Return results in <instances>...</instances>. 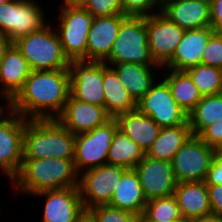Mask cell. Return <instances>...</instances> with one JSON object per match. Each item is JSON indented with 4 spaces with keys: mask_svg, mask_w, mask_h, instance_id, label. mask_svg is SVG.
Returning <instances> with one entry per match:
<instances>
[{
    "mask_svg": "<svg viewBox=\"0 0 222 222\" xmlns=\"http://www.w3.org/2000/svg\"><path fill=\"white\" fill-rule=\"evenodd\" d=\"M111 118L105 107L79 101L70 94L56 119L73 134H81L94 130Z\"/></svg>",
    "mask_w": 222,
    "mask_h": 222,
    "instance_id": "e0dca14e",
    "label": "cell"
},
{
    "mask_svg": "<svg viewBox=\"0 0 222 222\" xmlns=\"http://www.w3.org/2000/svg\"><path fill=\"white\" fill-rule=\"evenodd\" d=\"M206 185H222V155L216 152L205 180Z\"/></svg>",
    "mask_w": 222,
    "mask_h": 222,
    "instance_id": "74e56055",
    "label": "cell"
},
{
    "mask_svg": "<svg viewBox=\"0 0 222 222\" xmlns=\"http://www.w3.org/2000/svg\"><path fill=\"white\" fill-rule=\"evenodd\" d=\"M147 204L138 173L134 168L126 169L114 190L109 206L126 210L141 217Z\"/></svg>",
    "mask_w": 222,
    "mask_h": 222,
    "instance_id": "d4e9b609",
    "label": "cell"
},
{
    "mask_svg": "<svg viewBox=\"0 0 222 222\" xmlns=\"http://www.w3.org/2000/svg\"><path fill=\"white\" fill-rule=\"evenodd\" d=\"M215 154L214 148L192 135L171 161L177 183L205 181Z\"/></svg>",
    "mask_w": 222,
    "mask_h": 222,
    "instance_id": "30bf717a",
    "label": "cell"
},
{
    "mask_svg": "<svg viewBox=\"0 0 222 222\" xmlns=\"http://www.w3.org/2000/svg\"><path fill=\"white\" fill-rule=\"evenodd\" d=\"M117 129L116 119L111 118L90 132L75 134L74 163L79 174L107 164L108 150Z\"/></svg>",
    "mask_w": 222,
    "mask_h": 222,
    "instance_id": "52a82bcc",
    "label": "cell"
},
{
    "mask_svg": "<svg viewBox=\"0 0 222 222\" xmlns=\"http://www.w3.org/2000/svg\"><path fill=\"white\" fill-rule=\"evenodd\" d=\"M79 176L74 159H23L11 184L18 193L35 195L46 190L79 187Z\"/></svg>",
    "mask_w": 222,
    "mask_h": 222,
    "instance_id": "7a4b0ae2",
    "label": "cell"
},
{
    "mask_svg": "<svg viewBox=\"0 0 222 222\" xmlns=\"http://www.w3.org/2000/svg\"><path fill=\"white\" fill-rule=\"evenodd\" d=\"M70 94L77 100L105 107L103 62L71 60Z\"/></svg>",
    "mask_w": 222,
    "mask_h": 222,
    "instance_id": "4fadbf2b",
    "label": "cell"
},
{
    "mask_svg": "<svg viewBox=\"0 0 222 222\" xmlns=\"http://www.w3.org/2000/svg\"><path fill=\"white\" fill-rule=\"evenodd\" d=\"M147 39L154 61L163 67L173 56L185 30L161 12L145 17Z\"/></svg>",
    "mask_w": 222,
    "mask_h": 222,
    "instance_id": "5bb4252c",
    "label": "cell"
},
{
    "mask_svg": "<svg viewBox=\"0 0 222 222\" xmlns=\"http://www.w3.org/2000/svg\"><path fill=\"white\" fill-rule=\"evenodd\" d=\"M75 134L57 119L26 122L23 134V159H74Z\"/></svg>",
    "mask_w": 222,
    "mask_h": 222,
    "instance_id": "3957f363",
    "label": "cell"
},
{
    "mask_svg": "<svg viewBox=\"0 0 222 222\" xmlns=\"http://www.w3.org/2000/svg\"><path fill=\"white\" fill-rule=\"evenodd\" d=\"M214 33L210 26L185 30L184 36L177 45L172 58L162 69L186 71L195 65L201 64L203 51L207 46L209 38Z\"/></svg>",
    "mask_w": 222,
    "mask_h": 222,
    "instance_id": "44dd1931",
    "label": "cell"
},
{
    "mask_svg": "<svg viewBox=\"0 0 222 222\" xmlns=\"http://www.w3.org/2000/svg\"><path fill=\"white\" fill-rule=\"evenodd\" d=\"M134 169L147 201L173 195L177 181L171 162L145 155Z\"/></svg>",
    "mask_w": 222,
    "mask_h": 222,
    "instance_id": "2e32d148",
    "label": "cell"
},
{
    "mask_svg": "<svg viewBox=\"0 0 222 222\" xmlns=\"http://www.w3.org/2000/svg\"><path fill=\"white\" fill-rule=\"evenodd\" d=\"M172 222H188L186 220H175V221H172Z\"/></svg>",
    "mask_w": 222,
    "mask_h": 222,
    "instance_id": "c3c4849f",
    "label": "cell"
},
{
    "mask_svg": "<svg viewBox=\"0 0 222 222\" xmlns=\"http://www.w3.org/2000/svg\"><path fill=\"white\" fill-rule=\"evenodd\" d=\"M201 64L222 69V34L214 33L207 43Z\"/></svg>",
    "mask_w": 222,
    "mask_h": 222,
    "instance_id": "d590c367",
    "label": "cell"
},
{
    "mask_svg": "<svg viewBox=\"0 0 222 222\" xmlns=\"http://www.w3.org/2000/svg\"><path fill=\"white\" fill-rule=\"evenodd\" d=\"M78 222H94L90 216L86 213Z\"/></svg>",
    "mask_w": 222,
    "mask_h": 222,
    "instance_id": "7bdbcfd3",
    "label": "cell"
},
{
    "mask_svg": "<svg viewBox=\"0 0 222 222\" xmlns=\"http://www.w3.org/2000/svg\"><path fill=\"white\" fill-rule=\"evenodd\" d=\"M115 119L118 129L138 144L145 154L157 139L161 129L151 117L140 113L137 109L120 114Z\"/></svg>",
    "mask_w": 222,
    "mask_h": 222,
    "instance_id": "cb8c5ba5",
    "label": "cell"
},
{
    "mask_svg": "<svg viewBox=\"0 0 222 222\" xmlns=\"http://www.w3.org/2000/svg\"><path fill=\"white\" fill-rule=\"evenodd\" d=\"M207 190L212 213L222 217V185H207Z\"/></svg>",
    "mask_w": 222,
    "mask_h": 222,
    "instance_id": "f35d334b",
    "label": "cell"
},
{
    "mask_svg": "<svg viewBox=\"0 0 222 222\" xmlns=\"http://www.w3.org/2000/svg\"><path fill=\"white\" fill-rule=\"evenodd\" d=\"M165 70L168 72L163 79L169 86L172 97L183 110L189 113L202 99L197 86L186 71Z\"/></svg>",
    "mask_w": 222,
    "mask_h": 222,
    "instance_id": "83f0119b",
    "label": "cell"
},
{
    "mask_svg": "<svg viewBox=\"0 0 222 222\" xmlns=\"http://www.w3.org/2000/svg\"><path fill=\"white\" fill-rule=\"evenodd\" d=\"M188 222H222V217L212 213L200 218L190 220Z\"/></svg>",
    "mask_w": 222,
    "mask_h": 222,
    "instance_id": "b9f144b4",
    "label": "cell"
},
{
    "mask_svg": "<svg viewBox=\"0 0 222 222\" xmlns=\"http://www.w3.org/2000/svg\"><path fill=\"white\" fill-rule=\"evenodd\" d=\"M198 1H202V2H205V3H210L212 0H198Z\"/></svg>",
    "mask_w": 222,
    "mask_h": 222,
    "instance_id": "bcb514c9",
    "label": "cell"
},
{
    "mask_svg": "<svg viewBox=\"0 0 222 222\" xmlns=\"http://www.w3.org/2000/svg\"><path fill=\"white\" fill-rule=\"evenodd\" d=\"M103 90L107 113L116 116L137 109V103L121 83L117 73L103 62Z\"/></svg>",
    "mask_w": 222,
    "mask_h": 222,
    "instance_id": "484cf974",
    "label": "cell"
},
{
    "mask_svg": "<svg viewBox=\"0 0 222 222\" xmlns=\"http://www.w3.org/2000/svg\"><path fill=\"white\" fill-rule=\"evenodd\" d=\"M51 23L20 37L14 44L26 59L31 71L68 69L69 59L63 52L59 36Z\"/></svg>",
    "mask_w": 222,
    "mask_h": 222,
    "instance_id": "277c9868",
    "label": "cell"
},
{
    "mask_svg": "<svg viewBox=\"0 0 222 222\" xmlns=\"http://www.w3.org/2000/svg\"><path fill=\"white\" fill-rule=\"evenodd\" d=\"M126 17L117 14L93 18L87 40V61L104 62L109 57L121 22Z\"/></svg>",
    "mask_w": 222,
    "mask_h": 222,
    "instance_id": "ac0fdd59",
    "label": "cell"
},
{
    "mask_svg": "<svg viewBox=\"0 0 222 222\" xmlns=\"http://www.w3.org/2000/svg\"><path fill=\"white\" fill-rule=\"evenodd\" d=\"M137 110L151 117L161 128L189 124L188 113L176 103L169 86L162 78H158L137 102Z\"/></svg>",
    "mask_w": 222,
    "mask_h": 222,
    "instance_id": "7c38bea8",
    "label": "cell"
},
{
    "mask_svg": "<svg viewBox=\"0 0 222 222\" xmlns=\"http://www.w3.org/2000/svg\"><path fill=\"white\" fill-rule=\"evenodd\" d=\"M222 119V93L204 96L188 113L192 134L198 136L206 127Z\"/></svg>",
    "mask_w": 222,
    "mask_h": 222,
    "instance_id": "f546056e",
    "label": "cell"
},
{
    "mask_svg": "<svg viewBox=\"0 0 222 222\" xmlns=\"http://www.w3.org/2000/svg\"><path fill=\"white\" fill-rule=\"evenodd\" d=\"M106 64L117 73L121 83L136 103L144 97L151 86L158 80L153 77L155 76L154 71L162 69L159 65H141L138 63Z\"/></svg>",
    "mask_w": 222,
    "mask_h": 222,
    "instance_id": "603a6c76",
    "label": "cell"
},
{
    "mask_svg": "<svg viewBox=\"0 0 222 222\" xmlns=\"http://www.w3.org/2000/svg\"><path fill=\"white\" fill-rule=\"evenodd\" d=\"M12 43L8 36L0 31V60Z\"/></svg>",
    "mask_w": 222,
    "mask_h": 222,
    "instance_id": "60d3db41",
    "label": "cell"
},
{
    "mask_svg": "<svg viewBox=\"0 0 222 222\" xmlns=\"http://www.w3.org/2000/svg\"><path fill=\"white\" fill-rule=\"evenodd\" d=\"M141 147L117 129L108 150L107 164L132 169L144 158Z\"/></svg>",
    "mask_w": 222,
    "mask_h": 222,
    "instance_id": "f1b7e54d",
    "label": "cell"
},
{
    "mask_svg": "<svg viewBox=\"0 0 222 222\" xmlns=\"http://www.w3.org/2000/svg\"><path fill=\"white\" fill-rule=\"evenodd\" d=\"M211 23L210 27L217 34H222V0L210 2Z\"/></svg>",
    "mask_w": 222,
    "mask_h": 222,
    "instance_id": "ab89813d",
    "label": "cell"
},
{
    "mask_svg": "<svg viewBox=\"0 0 222 222\" xmlns=\"http://www.w3.org/2000/svg\"><path fill=\"white\" fill-rule=\"evenodd\" d=\"M1 103V102H0ZM8 108V104L4 106V103L0 104V115Z\"/></svg>",
    "mask_w": 222,
    "mask_h": 222,
    "instance_id": "ee69618b",
    "label": "cell"
},
{
    "mask_svg": "<svg viewBox=\"0 0 222 222\" xmlns=\"http://www.w3.org/2000/svg\"><path fill=\"white\" fill-rule=\"evenodd\" d=\"M192 135L189 124L161 128L146 156L171 162L174 155Z\"/></svg>",
    "mask_w": 222,
    "mask_h": 222,
    "instance_id": "4316f807",
    "label": "cell"
},
{
    "mask_svg": "<svg viewBox=\"0 0 222 222\" xmlns=\"http://www.w3.org/2000/svg\"><path fill=\"white\" fill-rule=\"evenodd\" d=\"M10 0H0V4H2V3H7V2H9Z\"/></svg>",
    "mask_w": 222,
    "mask_h": 222,
    "instance_id": "7dc6e473",
    "label": "cell"
},
{
    "mask_svg": "<svg viewBox=\"0 0 222 222\" xmlns=\"http://www.w3.org/2000/svg\"><path fill=\"white\" fill-rule=\"evenodd\" d=\"M126 168L101 165L83 171L79 176V190L85 210L109 205L114 190Z\"/></svg>",
    "mask_w": 222,
    "mask_h": 222,
    "instance_id": "8fae6325",
    "label": "cell"
},
{
    "mask_svg": "<svg viewBox=\"0 0 222 222\" xmlns=\"http://www.w3.org/2000/svg\"><path fill=\"white\" fill-rule=\"evenodd\" d=\"M202 97L222 93V69L198 64L186 70Z\"/></svg>",
    "mask_w": 222,
    "mask_h": 222,
    "instance_id": "1f68e13d",
    "label": "cell"
},
{
    "mask_svg": "<svg viewBox=\"0 0 222 222\" xmlns=\"http://www.w3.org/2000/svg\"><path fill=\"white\" fill-rule=\"evenodd\" d=\"M218 154L222 155V145L221 147L216 151Z\"/></svg>",
    "mask_w": 222,
    "mask_h": 222,
    "instance_id": "f6af8a7d",
    "label": "cell"
},
{
    "mask_svg": "<svg viewBox=\"0 0 222 222\" xmlns=\"http://www.w3.org/2000/svg\"><path fill=\"white\" fill-rule=\"evenodd\" d=\"M30 72L26 59L12 43L0 60V96L6 104L23 88Z\"/></svg>",
    "mask_w": 222,
    "mask_h": 222,
    "instance_id": "d6986e66",
    "label": "cell"
},
{
    "mask_svg": "<svg viewBox=\"0 0 222 222\" xmlns=\"http://www.w3.org/2000/svg\"><path fill=\"white\" fill-rule=\"evenodd\" d=\"M38 0H10L0 4V31L14 43L29 35L48 22Z\"/></svg>",
    "mask_w": 222,
    "mask_h": 222,
    "instance_id": "ba28073f",
    "label": "cell"
},
{
    "mask_svg": "<svg viewBox=\"0 0 222 222\" xmlns=\"http://www.w3.org/2000/svg\"><path fill=\"white\" fill-rule=\"evenodd\" d=\"M93 17L123 14L122 0H79Z\"/></svg>",
    "mask_w": 222,
    "mask_h": 222,
    "instance_id": "836d02e7",
    "label": "cell"
},
{
    "mask_svg": "<svg viewBox=\"0 0 222 222\" xmlns=\"http://www.w3.org/2000/svg\"><path fill=\"white\" fill-rule=\"evenodd\" d=\"M184 220L174 195L147 201L140 222H172Z\"/></svg>",
    "mask_w": 222,
    "mask_h": 222,
    "instance_id": "4dcf8cb0",
    "label": "cell"
},
{
    "mask_svg": "<svg viewBox=\"0 0 222 222\" xmlns=\"http://www.w3.org/2000/svg\"><path fill=\"white\" fill-rule=\"evenodd\" d=\"M159 0H122V11L126 16H150L161 12Z\"/></svg>",
    "mask_w": 222,
    "mask_h": 222,
    "instance_id": "e575fe53",
    "label": "cell"
},
{
    "mask_svg": "<svg viewBox=\"0 0 222 222\" xmlns=\"http://www.w3.org/2000/svg\"><path fill=\"white\" fill-rule=\"evenodd\" d=\"M86 213L94 222H140V217L136 214L109 205L93 207Z\"/></svg>",
    "mask_w": 222,
    "mask_h": 222,
    "instance_id": "d6a6232c",
    "label": "cell"
},
{
    "mask_svg": "<svg viewBox=\"0 0 222 222\" xmlns=\"http://www.w3.org/2000/svg\"><path fill=\"white\" fill-rule=\"evenodd\" d=\"M105 63H138L158 65L150 53L145 17L127 16L119 27V33Z\"/></svg>",
    "mask_w": 222,
    "mask_h": 222,
    "instance_id": "8992f818",
    "label": "cell"
},
{
    "mask_svg": "<svg viewBox=\"0 0 222 222\" xmlns=\"http://www.w3.org/2000/svg\"><path fill=\"white\" fill-rule=\"evenodd\" d=\"M58 8V23L53 27L64 54L69 61L87 60L88 33L94 17L79 2L63 0Z\"/></svg>",
    "mask_w": 222,
    "mask_h": 222,
    "instance_id": "5b68a950",
    "label": "cell"
},
{
    "mask_svg": "<svg viewBox=\"0 0 222 222\" xmlns=\"http://www.w3.org/2000/svg\"><path fill=\"white\" fill-rule=\"evenodd\" d=\"M27 121L9 107L0 115V169L10 183L22 166Z\"/></svg>",
    "mask_w": 222,
    "mask_h": 222,
    "instance_id": "9c48e42d",
    "label": "cell"
},
{
    "mask_svg": "<svg viewBox=\"0 0 222 222\" xmlns=\"http://www.w3.org/2000/svg\"><path fill=\"white\" fill-rule=\"evenodd\" d=\"M33 196L45 197L41 222H78L86 214L79 187L46 190Z\"/></svg>",
    "mask_w": 222,
    "mask_h": 222,
    "instance_id": "9a60e30c",
    "label": "cell"
},
{
    "mask_svg": "<svg viewBox=\"0 0 222 222\" xmlns=\"http://www.w3.org/2000/svg\"><path fill=\"white\" fill-rule=\"evenodd\" d=\"M198 137L217 151L222 145V119L206 127Z\"/></svg>",
    "mask_w": 222,
    "mask_h": 222,
    "instance_id": "8d00e7d4",
    "label": "cell"
},
{
    "mask_svg": "<svg viewBox=\"0 0 222 222\" xmlns=\"http://www.w3.org/2000/svg\"><path fill=\"white\" fill-rule=\"evenodd\" d=\"M161 13L184 30L209 27L210 3L198 0H165Z\"/></svg>",
    "mask_w": 222,
    "mask_h": 222,
    "instance_id": "ffe728a7",
    "label": "cell"
},
{
    "mask_svg": "<svg viewBox=\"0 0 222 222\" xmlns=\"http://www.w3.org/2000/svg\"><path fill=\"white\" fill-rule=\"evenodd\" d=\"M70 96L69 69L31 71L8 107L28 120L56 119Z\"/></svg>",
    "mask_w": 222,
    "mask_h": 222,
    "instance_id": "6da1fadb",
    "label": "cell"
},
{
    "mask_svg": "<svg viewBox=\"0 0 222 222\" xmlns=\"http://www.w3.org/2000/svg\"><path fill=\"white\" fill-rule=\"evenodd\" d=\"M173 195L186 221L212 214L205 181L177 183Z\"/></svg>",
    "mask_w": 222,
    "mask_h": 222,
    "instance_id": "7402d4cb",
    "label": "cell"
}]
</instances>
